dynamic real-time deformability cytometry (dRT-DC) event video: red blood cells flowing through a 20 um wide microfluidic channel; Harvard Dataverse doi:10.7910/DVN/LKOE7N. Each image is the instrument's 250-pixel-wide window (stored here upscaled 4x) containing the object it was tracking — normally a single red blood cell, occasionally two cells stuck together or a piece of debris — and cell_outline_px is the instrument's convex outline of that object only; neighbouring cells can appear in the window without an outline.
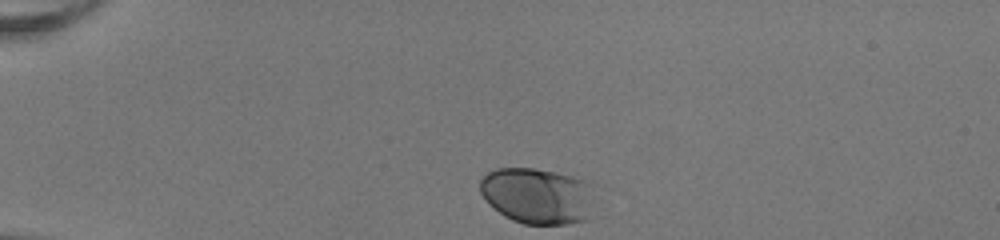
{"species": "human", "species_latin": "Homo sapiens", "temperature_condition": "room temperature", "stored_images_in_passage": 33, "camera_frame_rate_fps": 3000, "um_per_image_px": 0.085, "donor": {"sex": "female"}, "frame": {"image": 1, "passage_image": 1, "time_ms": 0.0, "image_size_px": [1000, 240], "cell_outline_px": [[596, 184], [592, 220], [568, 224], [524, 224], [512, 220], [504, 216], [480, 192], [480, 180], [488, 172], [496, 168], [536, 168], [556, 172], [588, 180]], "centroid_in_image_um": [45.83, 16.64], "position_along_channel_um": 39.2, "area_um2": 38.44}}
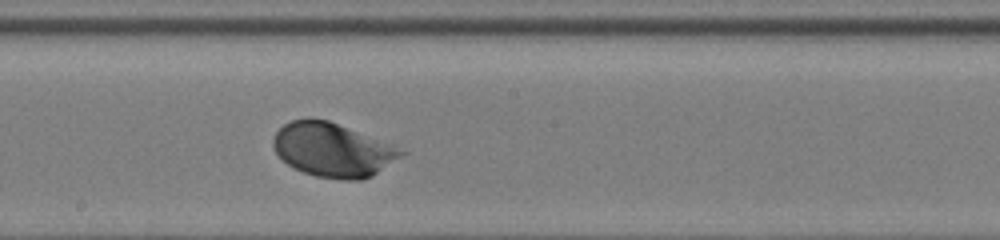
{"frame": {"image": 2, "passage_image": 19, "time_ms": 6.0, "image_size_px": [1000, 240], "cell_outline_px": [[408, 152], [372, 176], [360, 180], [348, 180], [316, 176], [304, 172], [288, 164], [276, 152], [272, 144], [272, 140], [276, 132], [284, 124], [292, 120], [308, 116], [312, 116], [328, 120]], "centroid_in_image_um": [28.24, 12.72], "position_along_channel_um": 220.0, "area_um2": 39.71}}
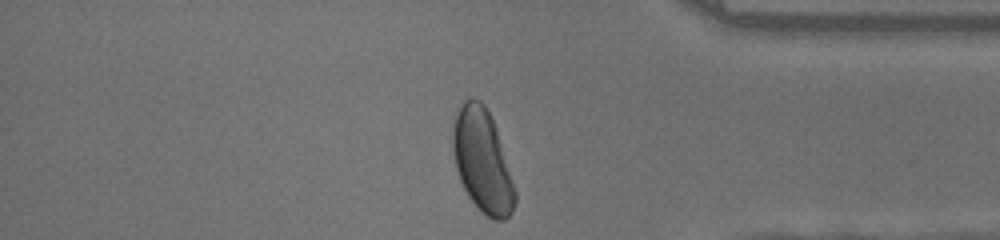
{"frame": {"image": 3, "passage_image": 33, "time_ms": 10.667, "image_size_px": [1000, 240], "cell_outline_px": [[516, 200], [512, 212], [504, 220], [492, 220], [468, 196], [460, 180], [456, 168], [452, 148], [452, 124], [456, 112], [460, 104], [464, 100], [472, 96], [480, 100], [484, 104], [496, 128], [516, 192]], "centroid_in_image_um": [40.98, 13.63], "position_along_channel_um": 394.2, "area_um2": 37.11}, "authors_computed_cell_mechanics": {"area_um2": 39.2462, "velocity_mm_per_s": 3.9967, "shape_relaxation_time_tau1_ms": 1.7804, "shape_relaxation_time_tau2_ms": null, "deformation_change_tau1": 0.1423, "deformation_change_tau2": null}}